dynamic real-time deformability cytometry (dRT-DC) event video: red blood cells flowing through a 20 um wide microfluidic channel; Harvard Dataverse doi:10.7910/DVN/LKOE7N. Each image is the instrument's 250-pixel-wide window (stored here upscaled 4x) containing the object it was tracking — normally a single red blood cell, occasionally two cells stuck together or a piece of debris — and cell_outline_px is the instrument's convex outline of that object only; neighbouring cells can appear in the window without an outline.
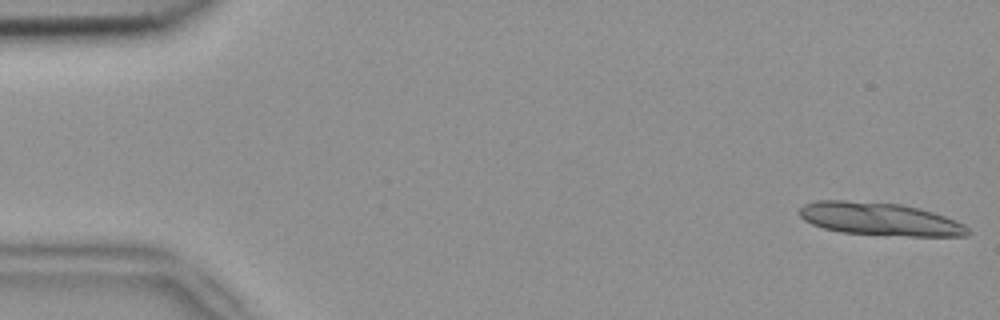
{"species": "common noctule bat (a hibernating species)", "species_latin": "Nyctalus noctula", "temperature_condition": "room temperature", "stored_images_in_passage": 3, "segment_of_instrument_passage": [2, 2], "camera_frame_rate_fps": 3000, "um_per_image_px": 0.085, "animal": {"sex": "female", "body_mass_g": 18.4}, "frame": {"image": 1, "passage_image": 3, "time_ms": 0.667, "image_size_px": [1000, 320], "cell_outline_px": [[972, 232], [968, 236], [908, 236], [840, 232], [824, 228], [812, 224], [804, 220], [800, 216], [800, 208], [804, 204], [816, 200], [844, 200], [900, 204], [920, 208], [956, 220], [964, 224]], "centroid_in_image_um": [74.8, 18.62], "position_along_channel_um": 10.2, "area_um2": 32.25}}